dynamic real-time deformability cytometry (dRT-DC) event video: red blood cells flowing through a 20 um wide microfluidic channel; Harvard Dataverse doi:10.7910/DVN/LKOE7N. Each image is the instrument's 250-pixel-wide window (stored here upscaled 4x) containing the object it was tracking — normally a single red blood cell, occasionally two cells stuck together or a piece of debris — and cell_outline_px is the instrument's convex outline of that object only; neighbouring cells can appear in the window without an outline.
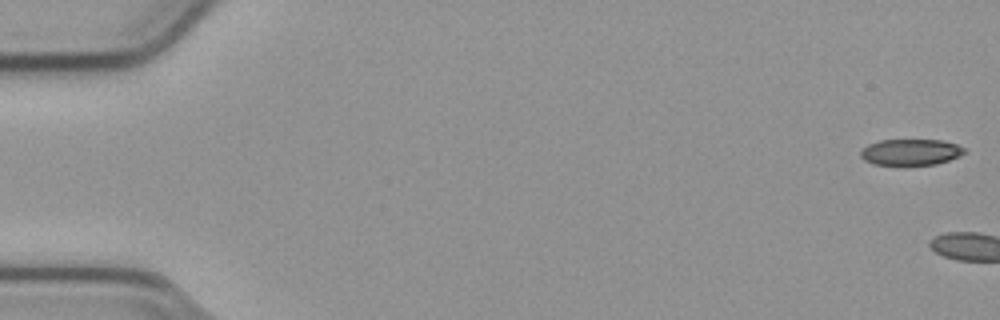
{"species": "common noctule bat (a hibernating species)", "species_latin": "Nyctalus noctula", "temperature_condition": "cold", "stored_images_in_passage": 8, "camera_frame_rate_fps": 3000, "um_per_image_px": 0.085, "animal": {"sex": "male", "body_mass_g": 23.1, "forearm_length_mm": 52.7}, "frame": {"image": 1, "passage_image": 1, "time_ms": 0.0, "image_size_px": [1000, 320], "cell_outline_px": [[968, 152], [960, 156], [936, 164], [904, 168], [872, 164], [864, 160], [860, 156], [860, 152], [868, 144], [880, 140], [940, 140], [956, 144], [964, 148]], "centroid_in_image_um": [77.39, 12.98], "position_along_channel_um": 7.6, "area_um2": 16.59}}